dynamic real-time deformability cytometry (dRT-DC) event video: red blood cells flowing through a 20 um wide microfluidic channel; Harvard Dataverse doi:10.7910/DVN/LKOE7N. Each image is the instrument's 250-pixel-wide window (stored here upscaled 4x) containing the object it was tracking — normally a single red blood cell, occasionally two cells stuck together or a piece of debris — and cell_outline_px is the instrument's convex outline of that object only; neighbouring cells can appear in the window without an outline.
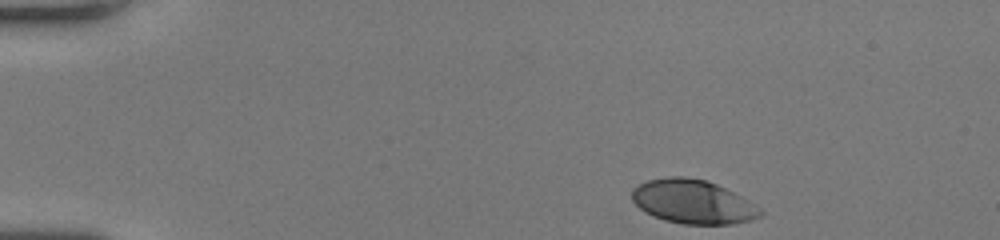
{"species": "human", "species_latin": "Homo sapiens", "temperature_condition": "room temperature", "stored_images_in_passage": 38, "camera_frame_rate_fps": 3000, "um_per_image_px": 0.085, "donor": {"sex": "female"}, "frame": {"image": 1, "passage_image": 1, "time_ms": 0.0, "image_size_px": [1000, 240], "cell_outline_px": [[764, 212], [760, 216], [752, 220], [732, 224], [684, 224], [664, 220], [644, 212], [632, 200], [632, 188], [636, 184], [648, 180], [668, 176], [684, 176], [708, 180], [740, 196], [760, 208]], "centroid_in_image_um": [58.86, 17.14], "position_along_channel_um": 26.1, "area_um2": 32.89}}
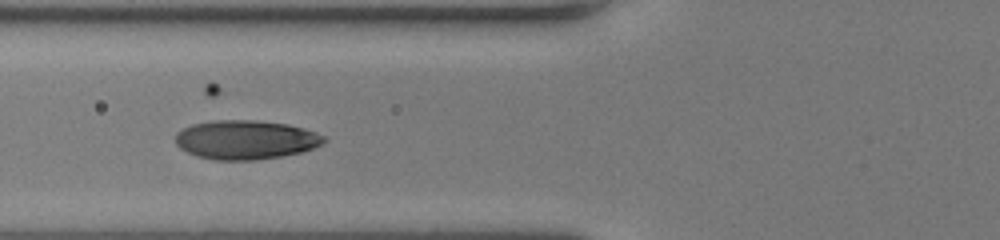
{"frame": {"image": 2, "passage_image": 14, "time_ms": 4.333, "image_size_px": [1000, 240], "cell_outline_px": [[328, 140], [324, 144], [300, 152], [280, 156], [256, 160], [216, 160], [196, 156], [180, 148], [176, 144], [176, 132], [192, 124], [212, 120], [256, 120], [288, 124], [304, 128], [316, 132], [324, 136]], "centroid_in_image_um": [20.89, 11.87], "position_along_channel_um": 104.9, "area_um2": 33.93}}
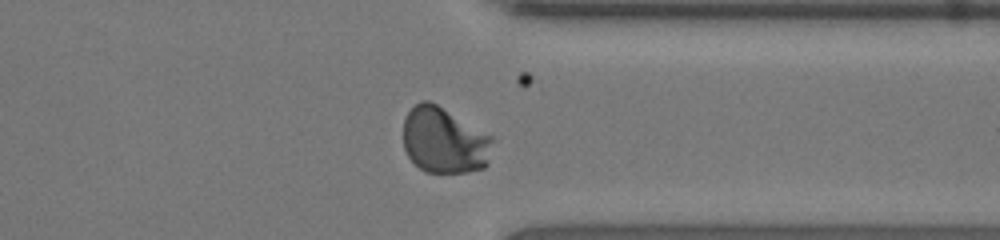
{"frame": {"image": 3, "passage_image": 34, "time_ms": 11.0, "image_size_px": [1000, 240], "cell_outline_px": [[492, 140], [488, 164], [484, 168], [468, 172], [424, 172], [408, 156], [404, 148], [404, 120], [408, 112], [420, 100], [428, 100], [436, 104], [492, 136]], "centroid_in_image_um": [37.75, 11.95], "position_along_channel_um": 373.6, "area_um2": 34.1}, "authors_computed_cell_mechanics": {"area_um2": 33.4951, "velocity_mm_per_s": 4.039, "shape_relaxation_time_tau1_ms": 3.4353, "shape_relaxation_time_tau2_ms": null, "deformation_change_tau1": 0.1854, "deformation_change_tau2": null}}